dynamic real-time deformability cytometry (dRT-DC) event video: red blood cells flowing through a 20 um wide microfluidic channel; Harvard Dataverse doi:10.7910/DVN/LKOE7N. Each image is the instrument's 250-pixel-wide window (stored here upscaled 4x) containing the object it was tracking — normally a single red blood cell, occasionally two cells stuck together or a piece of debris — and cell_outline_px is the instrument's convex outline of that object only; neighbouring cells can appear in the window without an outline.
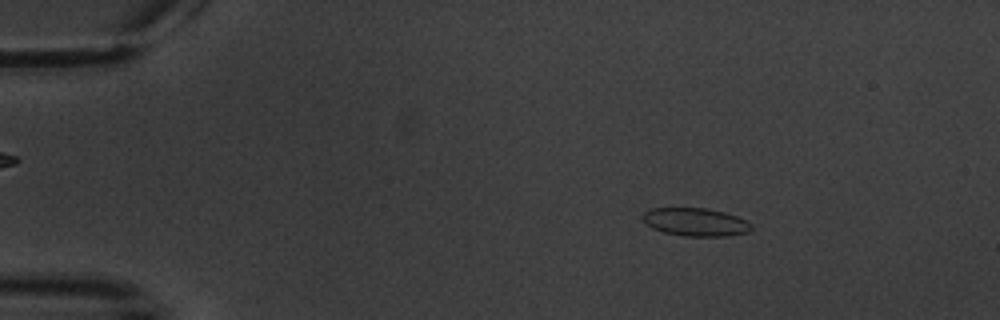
{"species": "common noctule bat (a hibernating species)", "species_latin": "Nyctalus noctula", "temperature_condition": "warm", "stored_images_in_passage": 5, "camera_frame_rate_fps": 3000, "um_per_image_px": 0.085, "animal": {"sex": "male", "body_mass_g": 20.1, "forearm_length_mm": 53.5}, "frame": {"image": 1, "passage_image": 2, "time_ms": 1.333, "image_size_px": [1000, 320], "cell_outline_px": [[752, 228], [748, 232], [728, 236], [684, 236], [664, 232], [652, 228], [644, 220], [644, 212], [652, 208], [704, 208], [724, 212], [748, 220], [752, 224]], "centroid_in_image_um": [59.17, 18.88], "position_along_channel_um": 25.8, "area_um2": 17.69}}